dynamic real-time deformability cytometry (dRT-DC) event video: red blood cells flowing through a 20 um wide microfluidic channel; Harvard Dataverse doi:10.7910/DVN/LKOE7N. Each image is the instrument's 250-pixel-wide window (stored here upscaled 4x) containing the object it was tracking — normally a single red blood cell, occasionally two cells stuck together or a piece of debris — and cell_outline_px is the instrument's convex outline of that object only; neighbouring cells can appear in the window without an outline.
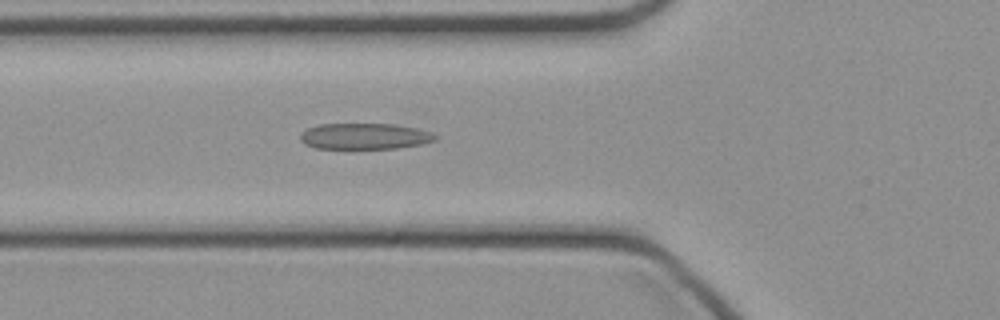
{"species": "common noctule bat (a hibernating species)", "species_latin": "Nyctalus noctula", "temperature_condition": "cold", "stored_images_in_passage": 44, "camera_frame_rate_fps": 3000, "um_per_image_px": 0.085, "animal": {"sex": "female", "body_mass_g": 21.9}, "frame": {"image": 1, "passage_image": 14, "time_ms": 4.333, "image_size_px": [1000, 320], "cell_outline_px": [[436, 140], [420, 144], [396, 148], [316, 148], [304, 144], [300, 140], [300, 132], [308, 128], [320, 124], [396, 124], [416, 128], [428, 132], [436, 136]], "centroid_in_image_um": [30.94, 11.57], "position_along_channel_um": 94.9, "area_um2": 20.29}}
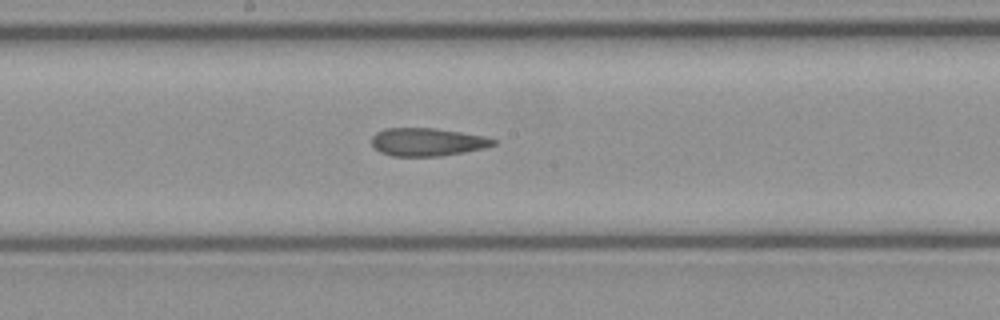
{"frame": {"image": 2, "passage_image": 22, "time_ms": 7.0, "image_size_px": [1000, 320], "cell_outline_px": [[496, 144], [484, 148], [464, 152], [440, 156], [392, 156], [380, 152], [372, 144], [372, 136], [376, 132], [384, 128], [436, 128], [484, 136], [496, 140]], "centroid_in_image_um": [36.31, 12.06], "position_along_channel_um": 211.9, "area_um2": 19.83}}
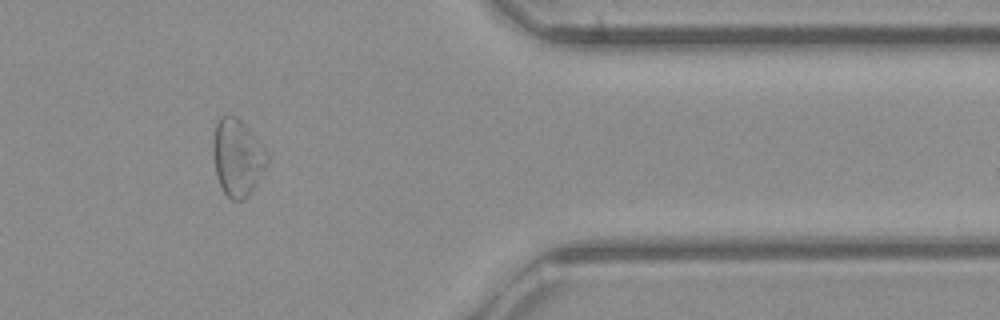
{"frame": {"image": 3, "passage_image": 36, "time_ms": 11.667, "image_size_px": [1000, 320], "cell_outline_px": [[268, 164], [256, 184], [248, 196], [244, 200], [232, 200], [224, 192], [216, 176], [212, 152], [212, 144], [216, 124], [220, 116], [236, 116], [248, 128], [268, 152]], "centroid_in_image_um": [20.18, 13.4], "position_along_channel_um": 391.2, "area_um2": 24.28}}